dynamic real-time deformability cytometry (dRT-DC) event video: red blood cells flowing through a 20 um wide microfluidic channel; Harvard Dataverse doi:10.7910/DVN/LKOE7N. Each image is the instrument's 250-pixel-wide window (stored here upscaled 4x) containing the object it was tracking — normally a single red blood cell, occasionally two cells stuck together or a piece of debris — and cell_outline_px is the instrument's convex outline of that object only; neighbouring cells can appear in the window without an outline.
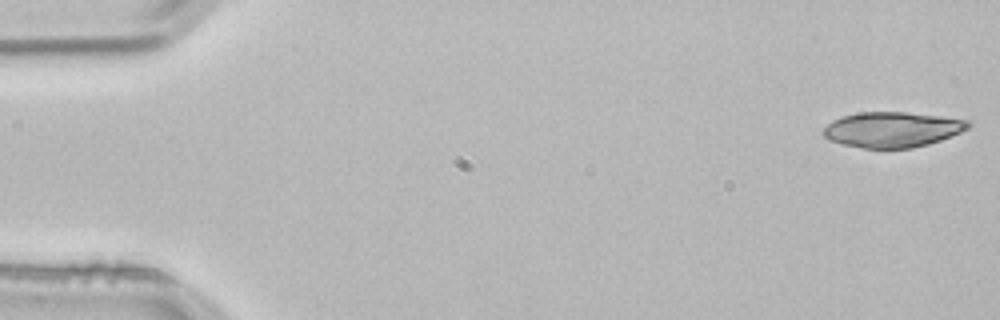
{"species": "common noctule bat (a hibernating species)", "species_latin": "Nyctalus noctula", "temperature_condition": "room temperature", "stored_images_in_passage": 4, "camera_frame_rate_fps": 3000, "um_per_image_px": 0.085, "animal": {"sex": "male", "body_mass_g": 21.5, "forearm_length_mm": 52.0}, "frame": {"image": 1, "passage_image": 1, "time_ms": 0.0, "image_size_px": [1000, 320], "cell_outline_px": [[972, 124], [968, 128], [952, 136], [928, 144], [912, 148], [860, 148], [840, 144], [828, 140], [820, 132], [832, 120], [840, 116], [860, 112], [904, 112], [940, 116], [968, 120]], "centroid_in_image_um": [75.8, 11.01], "position_along_channel_um": 9.2, "area_um2": 30.06}}